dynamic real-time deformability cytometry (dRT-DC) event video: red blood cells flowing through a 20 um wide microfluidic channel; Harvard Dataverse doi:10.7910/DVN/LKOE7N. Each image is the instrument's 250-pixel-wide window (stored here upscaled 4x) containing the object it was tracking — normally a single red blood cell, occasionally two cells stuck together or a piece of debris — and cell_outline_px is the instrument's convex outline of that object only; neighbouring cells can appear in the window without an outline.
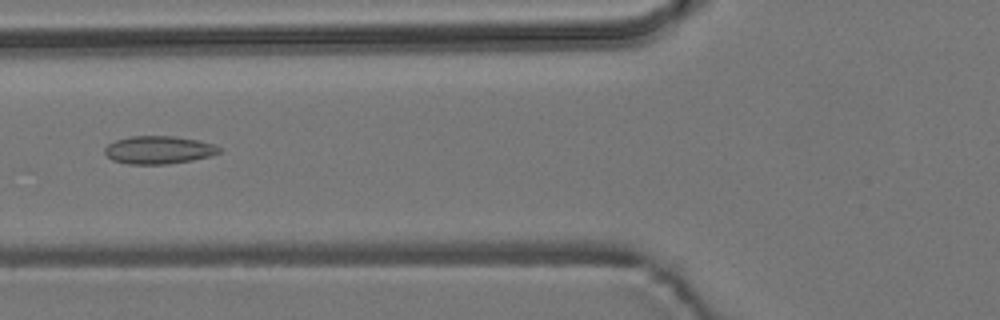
{"species": "common noctule bat (a hibernating species)", "species_latin": "Nyctalus noctula", "temperature_condition": "room temperature", "stored_images_in_passage": 7, "camera_frame_rate_fps": 3000, "um_per_image_px": 0.085, "animal": {"sex": "male", "body_mass_g": 19.2, "forearm_length_mm": 51.8}, "frame": {"image": 1, "passage_image": 3, "time_ms": 2.333, "image_size_px": [1000, 320], "cell_outline_px": [[220, 152], [212, 156], [192, 160], [168, 164], [128, 164], [112, 160], [104, 152], [104, 148], [108, 144], [116, 140], [128, 136], [172, 136], [200, 140], [216, 144], [220, 148]], "centroid_in_image_um": [13.51, 12.74], "position_along_channel_um": 112.3, "area_um2": 18.79}}
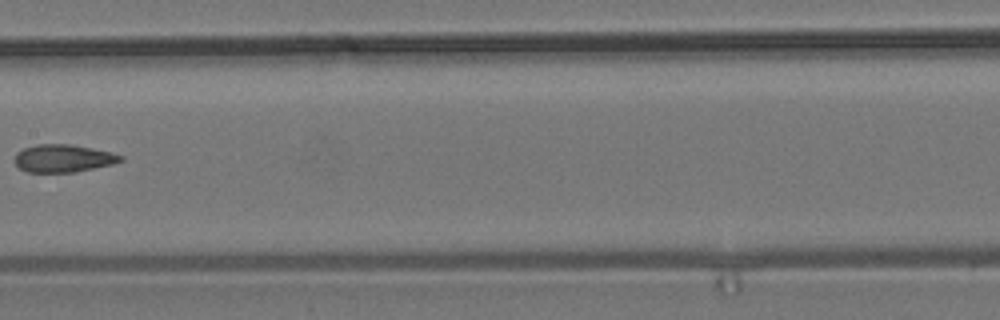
{"frame": {"image": 2, "passage_image": 5, "time_ms": 4.667, "image_size_px": [1000, 320], "cell_outline_px": [[124, 160], [112, 164], [76, 172], [28, 172], [20, 168], [16, 164], [16, 152], [24, 148], [36, 144], [68, 144], [92, 148], [112, 152], [124, 156]], "centroid_in_image_um": [5.4, 13.45], "position_along_channel_um": 202.0, "area_um2": 17.05}}
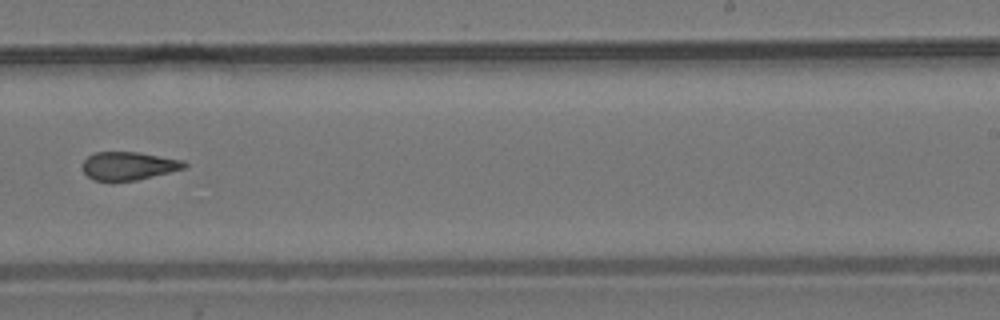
{"frame": {"image": 3, "passage_image": 7, "time_ms": 6.667, "image_size_px": [1000, 320], "cell_outline_px": [[188, 164], [184, 168], [136, 180], [92, 180], [84, 172], [84, 160], [88, 156], [96, 152], [140, 152], [184, 160]], "centroid_in_image_um": [10.95, 14.08], "position_along_channel_um": 278.1, "area_um2": 16.47}}